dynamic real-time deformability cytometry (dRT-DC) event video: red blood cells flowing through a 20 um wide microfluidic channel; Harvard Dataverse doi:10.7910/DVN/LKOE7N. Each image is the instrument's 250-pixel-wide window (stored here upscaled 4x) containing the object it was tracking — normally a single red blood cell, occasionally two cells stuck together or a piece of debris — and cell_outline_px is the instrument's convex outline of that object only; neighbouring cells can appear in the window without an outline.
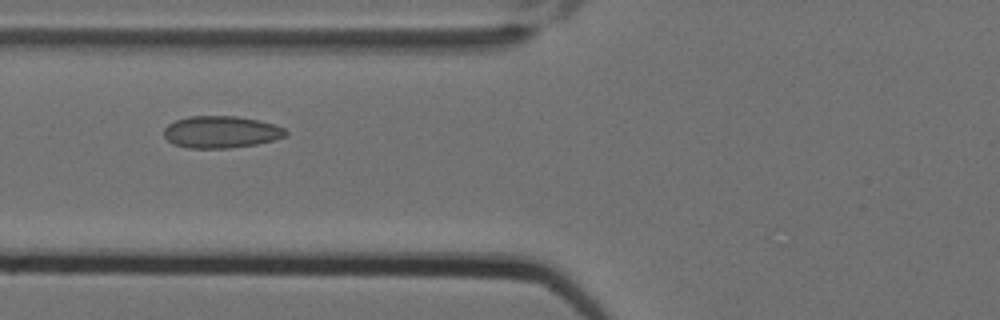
{"species": "Egyptian fruit bat (a non-hibernating species)", "species_latin": "Rousettus aegyptiacus", "temperature_condition": "cold", "stored_images_in_passage": 14, "camera_frame_rate_fps": 3000, "um_per_image_px": 0.085, "animal": {"sex": "female"}, "frame": {"image": 1, "passage_image": 6, "time_ms": 1.667, "image_size_px": [1000, 320], "cell_outline_px": [[288, 136], [256, 144], [228, 148], [188, 148], [172, 144], [164, 136], [164, 128], [168, 124], [176, 120], [188, 116], [236, 116], [256, 120], [272, 124], [284, 128], [288, 132]], "centroid_in_image_um": [18.76, 11.22], "position_along_channel_um": 107.0, "area_um2": 22.66}}
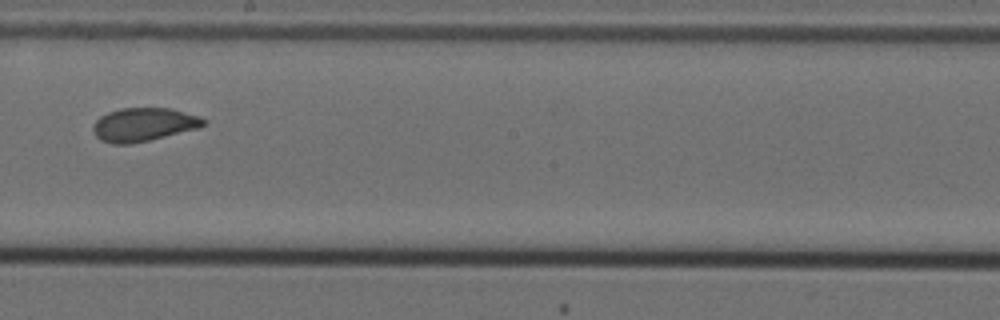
{"frame": {"image": 2, "passage_image": 9, "time_ms": 2.667, "image_size_px": [1000, 320], "cell_outline_px": [[208, 120], [204, 124], [196, 128], [132, 144], [112, 144], [100, 140], [92, 132], [92, 124], [100, 116], [108, 112], [120, 108], [172, 108], [200, 116]], "centroid_in_image_um": [12.16, 10.58], "position_along_channel_um": 236.0, "area_um2": 21.56}}
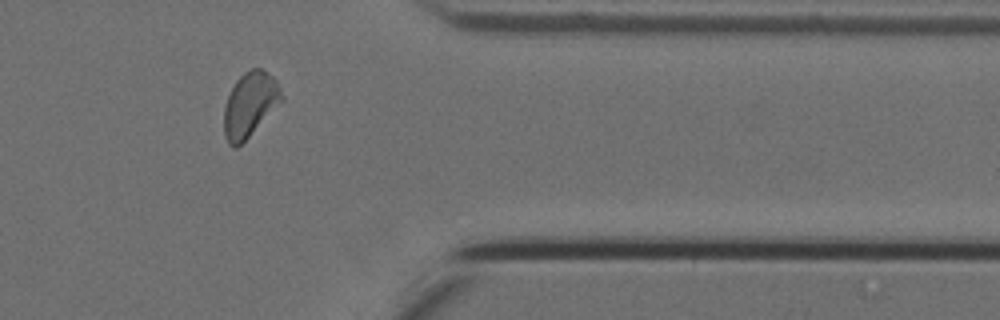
{"frame": {"image": 3, "passage_image": 13, "time_ms": 4.0, "image_size_px": [1000, 320], "cell_outline_px": [[284, 100], [236, 148], [232, 148], [228, 144], [224, 136], [224, 104], [236, 80], [244, 72], [252, 68], [260, 68], [272, 76], [276, 80], [284, 96]], "centroid_in_image_um": [21.24, 8.88], "position_along_channel_um": 390.2, "area_um2": 21.62}}